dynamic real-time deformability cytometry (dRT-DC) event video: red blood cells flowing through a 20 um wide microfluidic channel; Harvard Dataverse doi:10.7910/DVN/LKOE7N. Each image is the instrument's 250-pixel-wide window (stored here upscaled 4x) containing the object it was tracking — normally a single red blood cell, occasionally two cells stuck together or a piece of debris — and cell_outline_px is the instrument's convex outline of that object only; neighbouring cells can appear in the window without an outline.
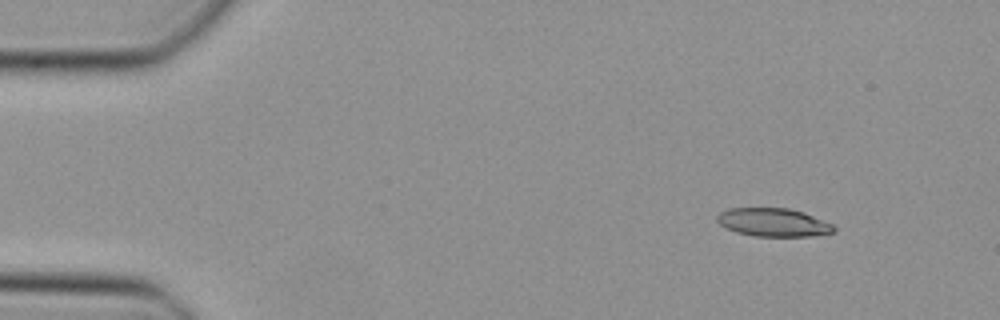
{"species": "Egyptian fruit bat (a non-hibernating species)", "species_latin": "Rousettus aegyptiacus", "temperature_condition": "cold", "stored_images_in_passage": 11, "camera_frame_rate_fps": 3000, "um_per_image_px": 0.085, "animal": {"sex": "female"}, "frame": {"image": 1, "passage_image": 4, "time_ms": 1.0, "image_size_px": [1000, 320], "cell_outline_px": [[836, 232], [812, 236], [752, 236], [736, 232], [724, 228], [716, 220], [716, 216], [720, 212], [728, 208], [788, 208], [804, 212], [832, 224], [836, 228]], "centroid_in_image_um": [65.71, 18.9], "position_along_channel_um": 19.3, "area_um2": 19.42}}